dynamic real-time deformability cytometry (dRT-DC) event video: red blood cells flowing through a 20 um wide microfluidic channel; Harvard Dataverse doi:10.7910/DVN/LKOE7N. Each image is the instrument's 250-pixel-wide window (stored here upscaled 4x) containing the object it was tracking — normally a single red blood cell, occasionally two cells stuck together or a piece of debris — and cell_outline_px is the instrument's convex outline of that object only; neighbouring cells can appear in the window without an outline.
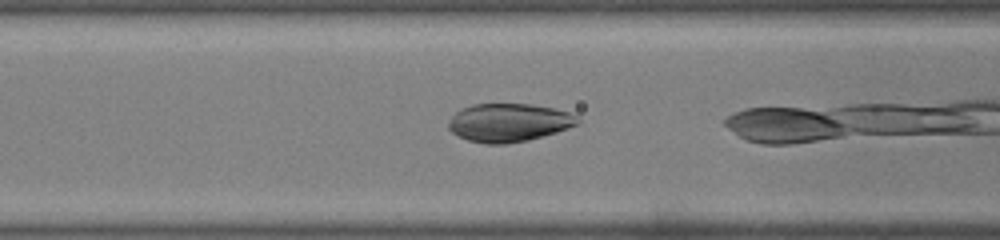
{"species": "common noctule bat (a hibernating species)", "species_latin": "Nyctalus noctula", "temperature_condition": "warm", "stored_images_in_passage": 7, "camera_frame_rate_fps": 3000, "um_per_image_px": 0.085, "animal": {"sex": "male", "body_mass_g": 19.0, "forearm_length_mm": 50.8}, "frame": {"image": 1, "passage_image": 4, "time_ms": 1.0, "image_size_px": [1000, 240], "cell_outline_px": [[580, 124], [556, 132], [528, 140], [504, 144], [484, 144], [468, 140], [452, 132], [448, 128], [448, 124], [452, 116], [460, 108], [472, 104], [532, 104], [552, 108], [568, 112], [580, 116]], "centroid_in_image_um": [43.26, 10.41], "position_along_channel_um": 123.3, "area_um2": 28.9}}